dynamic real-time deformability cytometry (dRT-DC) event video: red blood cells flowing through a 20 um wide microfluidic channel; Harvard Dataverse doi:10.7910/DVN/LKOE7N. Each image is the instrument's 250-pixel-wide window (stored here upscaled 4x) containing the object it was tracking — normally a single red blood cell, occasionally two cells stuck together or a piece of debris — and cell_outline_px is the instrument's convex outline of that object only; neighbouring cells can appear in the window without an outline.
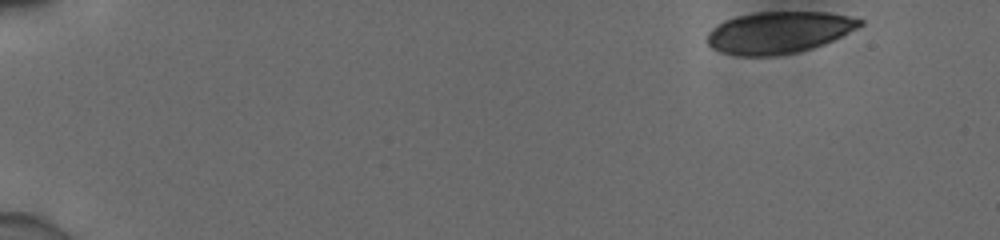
{"species": "human", "species_latin": "Homo sapiens", "temperature_condition": "cold", "stored_images_in_passage": 16, "camera_frame_rate_fps": 3000, "um_per_image_px": 0.085, "donor": {"sex": "male"}, "frame": {"image": 1, "passage_image": 1, "time_ms": 0.0, "image_size_px": [1000, 240], "cell_outline_px": [[864, 24], [824, 44], [812, 48], [796, 52], [776, 56], [740, 56], [720, 52], [712, 48], [708, 44], [708, 32], [712, 28], [724, 20], [736, 16], [756, 12], [828, 12], [848, 16], [864, 20]], "centroid_in_image_um": [66.17, 2.76], "position_along_channel_um": 18.8, "area_um2": 37.11}}
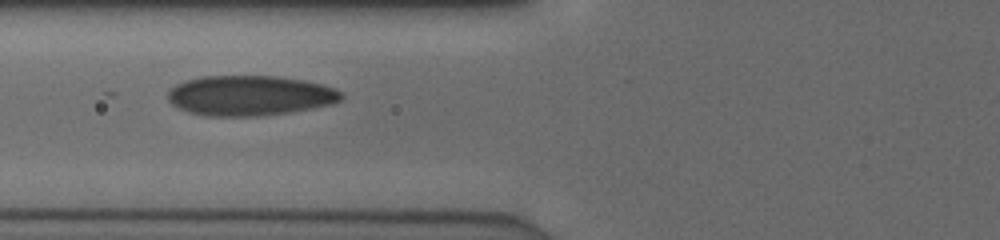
{"frame": {"image": 2, "passage_image": 14, "time_ms": 4.333, "image_size_px": [1000, 240], "cell_outline_px": [[344, 96], [340, 100], [332, 104], [312, 108], [288, 112], [260, 116], [208, 116], [192, 112], [180, 108], [172, 104], [168, 100], [168, 92], [176, 84], [184, 80], [200, 76], [276, 76], [304, 80], [336, 88], [344, 92]], "centroid_in_image_um": [21.26, 8.11], "position_along_channel_um": 104.5, "area_um2": 40.58}}
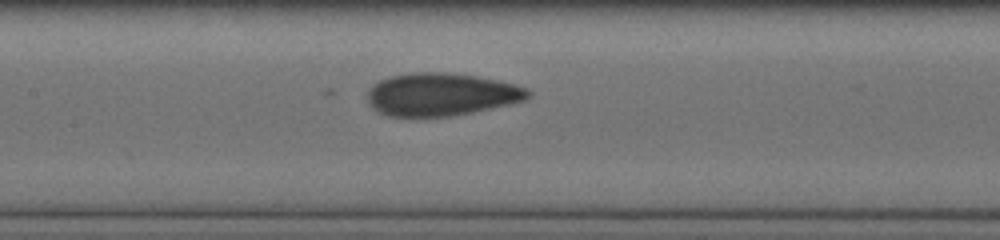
{"frame": {"image": 3, "passage_image": 16, "time_ms": 5.0, "image_size_px": [1000, 240], "cell_outline_px": [[532, 92], [524, 100], [508, 104], [472, 112], [452, 116], [388, 116], [372, 108], [368, 100], [368, 88], [372, 84], [388, 76], [408, 72], [444, 72], [480, 76], [528, 88]], "centroid_in_image_um": [37.46, 8.01], "position_along_channel_um": 169.9, "area_um2": 40.06}}